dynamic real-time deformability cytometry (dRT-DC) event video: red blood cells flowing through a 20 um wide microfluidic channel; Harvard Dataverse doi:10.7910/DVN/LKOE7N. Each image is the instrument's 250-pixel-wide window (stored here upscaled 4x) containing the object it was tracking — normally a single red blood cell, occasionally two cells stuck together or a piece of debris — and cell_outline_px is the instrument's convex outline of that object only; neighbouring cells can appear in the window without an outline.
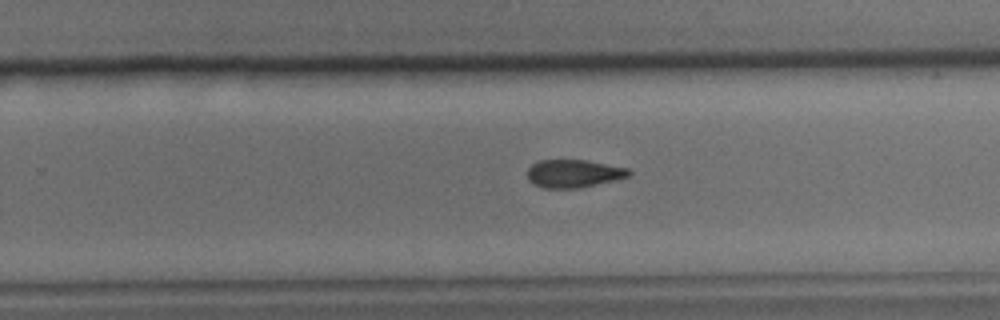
{"species": "common noctule bat (a hibernating species)", "species_latin": "Nyctalus noctula", "temperature_condition": "cold", "stored_images_in_passage": 29, "camera_frame_rate_fps": 3000, "um_per_image_px": 0.085, "animal": {"sex": "male", "body_mass_g": 15.6}, "frame": {"image": 1, "passage_image": 21, "time_ms": 6.667, "image_size_px": [1000, 320], "cell_outline_px": [[632, 172], [628, 176], [612, 180], [576, 188], [544, 188], [532, 184], [528, 180], [528, 168], [532, 164], [540, 160], [584, 160], [628, 168]], "centroid_in_image_um": [48.7, 14.74], "position_along_channel_um": 281.1, "area_um2": 16.24}}
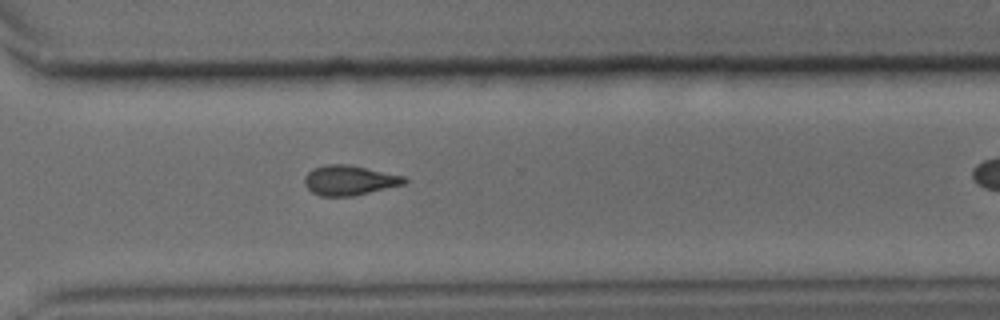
{"frame": {"image": 2, "passage_image": 25, "time_ms": 8.0, "image_size_px": [1000, 320], "cell_outline_px": [[408, 180], [404, 184], [352, 196], [320, 196], [312, 192], [304, 184], [304, 176], [312, 168], [324, 164], [348, 164], [404, 176]], "centroid_in_image_um": [29.65, 15.31], "position_along_channel_um": 340.9, "area_um2": 17.34}}